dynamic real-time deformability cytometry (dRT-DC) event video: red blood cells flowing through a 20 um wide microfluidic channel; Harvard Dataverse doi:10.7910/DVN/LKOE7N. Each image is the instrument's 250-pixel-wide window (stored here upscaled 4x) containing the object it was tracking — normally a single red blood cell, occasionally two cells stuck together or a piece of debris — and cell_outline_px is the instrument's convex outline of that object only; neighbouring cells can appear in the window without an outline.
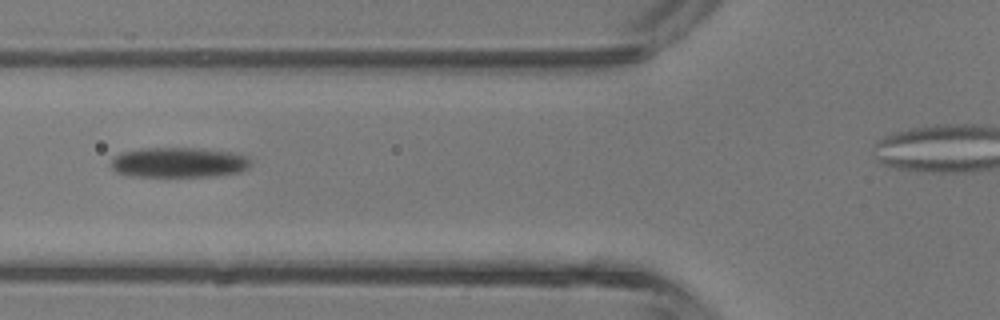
{"species": "common noctule bat (a hibernating species)", "species_latin": "Nyctalus noctula", "temperature_condition": "room temperature", "stored_images_in_passage": 5, "camera_frame_rate_fps": 3000, "um_per_image_px": 0.085, "animal": {"sex": "male", "body_mass_g": 13.3}, "frame": {"image": 1, "passage_image": 5, "time_ms": 4.333, "image_size_px": [1000, 320], "cell_outline_px": [[252, 164], [248, 168], [240, 172], [212, 176], [128, 176], [116, 172], [112, 168], [112, 156], [124, 152], [140, 148], [196, 148], [228, 152], [244, 156]], "centroid_in_image_um": [15.14, 13.81], "position_along_channel_um": 110.7, "area_um2": 24.33}}